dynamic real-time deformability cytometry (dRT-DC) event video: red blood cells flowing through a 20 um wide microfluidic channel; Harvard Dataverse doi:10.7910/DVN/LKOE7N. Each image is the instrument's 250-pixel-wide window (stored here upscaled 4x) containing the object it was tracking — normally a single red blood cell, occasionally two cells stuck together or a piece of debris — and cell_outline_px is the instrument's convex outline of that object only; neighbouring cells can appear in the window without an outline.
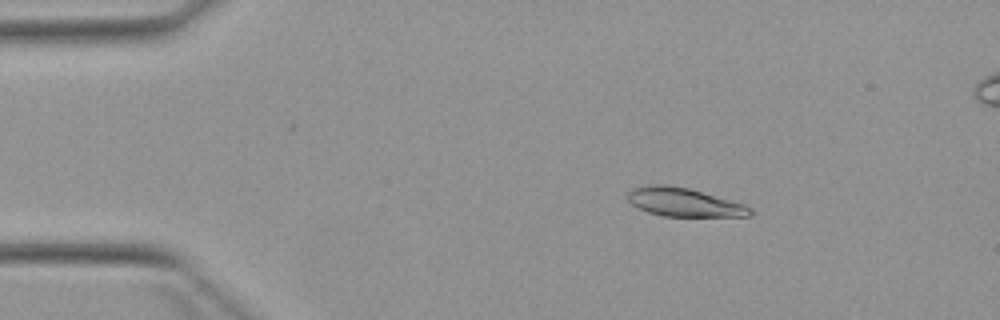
{"species": "Egyptian fruit bat (a non-hibernating species)", "species_latin": "Rousettus aegyptiacus", "temperature_condition": "warm", "stored_images_in_passage": 3, "camera_frame_rate_fps": 3000, "um_per_image_px": 0.085, "animal": {"sex": "female"}, "frame": {"image": 1, "passage_image": 1, "time_ms": 0.0, "image_size_px": [1000, 320], "cell_outline_px": [[752, 216], [664, 216], [648, 212], [632, 204], [628, 200], [628, 192], [632, 188], [648, 184], [668, 184], [688, 188], [744, 204], [752, 208]], "centroid_in_image_um": [58.13, 17.18], "position_along_channel_um": 26.9, "area_um2": 20.29}}